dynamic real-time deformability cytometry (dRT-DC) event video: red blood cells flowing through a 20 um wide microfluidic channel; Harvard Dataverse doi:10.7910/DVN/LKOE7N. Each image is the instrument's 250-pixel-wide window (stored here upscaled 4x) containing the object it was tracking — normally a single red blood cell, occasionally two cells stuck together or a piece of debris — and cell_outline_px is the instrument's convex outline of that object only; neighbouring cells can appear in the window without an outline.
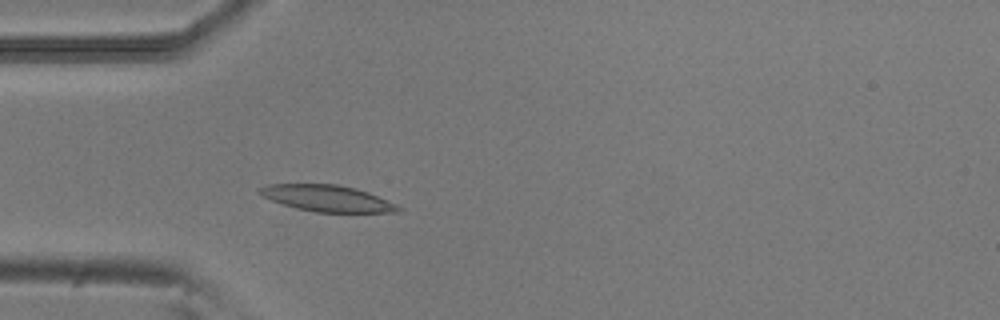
{"species": "common noctule bat (a hibernating species)", "species_latin": "Nyctalus noctula", "temperature_condition": "room temperature", "stored_images_in_passage": 4, "camera_frame_rate_fps": 3000, "um_per_image_px": 0.085, "animal": {"sex": "male", "body_mass_g": 20.5, "forearm_length_mm": 52.5}, "frame": {"image": 1, "passage_image": 4, "time_ms": 1.0, "image_size_px": [1000, 320], "cell_outline_px": [[404, 208], [400, 212], [316, 212], [296, 208], [272, 200], [256, 192], [260, 188], [268, 184], [336, 184], [356, 188], [368, 192], [396, 204]], "centroid_in_image_um": [27.85, 16.86], "position_along_channel_um": 57.2, "area_um2": 21.15}}